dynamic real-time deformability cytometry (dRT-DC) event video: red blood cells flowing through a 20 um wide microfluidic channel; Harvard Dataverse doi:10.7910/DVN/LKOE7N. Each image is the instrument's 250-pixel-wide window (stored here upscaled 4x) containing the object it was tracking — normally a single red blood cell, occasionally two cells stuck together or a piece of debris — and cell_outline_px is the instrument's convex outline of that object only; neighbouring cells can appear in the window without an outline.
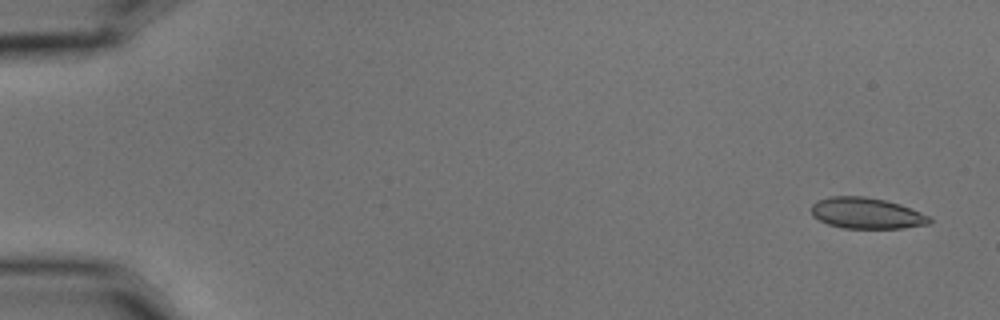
{"species": "common noctule bat (a hibernating species)", "species_latin": "Nyctalus noctula", "temperature_condition": "cold", "stored_images_in_passage": 5, "camera_frame_rate_fps": 3000, "um_per_image_px": 0.085, "animal": {"sex": "male", "body_mass_g": 15.6}, "frame": {"image": 1, "passage_image": 1, "time_ms": 0.0, "image_size_px": [1000, 320], "cell_outline_px": [[932, 224], [904, 228], [844, 228], [828, 224], [812, 216], [812, 204], [816, 200], [828, 196], [864, 196], [884, 200], [900, 204], [932, 216]], "centroid_in_image_um": [73.69, 18.12], "position_along_channel_um": 11.3, "area_um2": 21.62}}
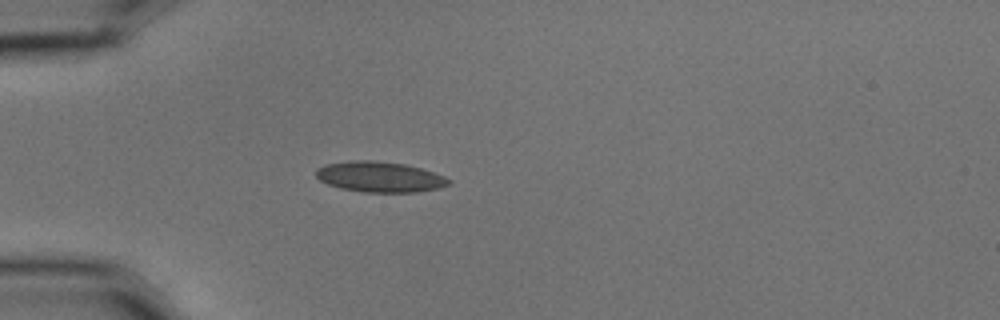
{"frame": {"image": 2, "passage_image": 5, "time_ms": 1.333, "image_size_px": [1000, 320], "cell_outline_px": [[452, 184], [436, 188], [416, 192], [364, 192], [340, 188], [328, 184], [320, 180], [316, 176], [316, 168], [324, 164], [352, 160], [372, 160], [404, 164], [420, 168], [444, 176], [452, 180]], "centroid_in_image_um": [32.26, 15.03], "position_along_channel_um": 52.7, "area_um2": 23.58}}